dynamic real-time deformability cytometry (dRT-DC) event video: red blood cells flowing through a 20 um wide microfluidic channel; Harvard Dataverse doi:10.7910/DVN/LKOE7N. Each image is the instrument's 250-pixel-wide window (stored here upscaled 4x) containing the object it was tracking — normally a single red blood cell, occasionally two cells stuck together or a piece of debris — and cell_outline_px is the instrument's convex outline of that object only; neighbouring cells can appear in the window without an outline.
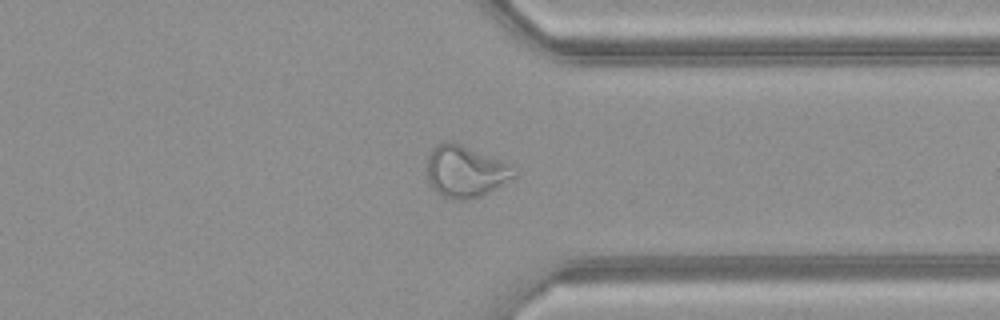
{"species": "common noctule bat (a hibernating species)", "species_latin": "Nyctalus noctula", "temperature_condition": "warm", "stored_images_in_passage": 44, "camera_frame_rate_fps": 3000, "um_per_image_px": 0.085, "animal": {"sex": "female", "body_mass_g": 21.9}, "frame": {"image": 1, "passage_image": 38, "time_ms": 12.333, "image_size_px": [1000, 320], "cell_outline_px": [[520, 176], [480, 196], [468, 200], [452, 200], [436, 192], [428, 184], [428, 156], [432, 148], [436, 144], [444, 140], [452, 140], [500, 160], [508, 164], [520, 172]], "centroid_in_image_um": [39.57, 14.57], "position_along_channel_um": 371.8, "area_um2": 26.7}}